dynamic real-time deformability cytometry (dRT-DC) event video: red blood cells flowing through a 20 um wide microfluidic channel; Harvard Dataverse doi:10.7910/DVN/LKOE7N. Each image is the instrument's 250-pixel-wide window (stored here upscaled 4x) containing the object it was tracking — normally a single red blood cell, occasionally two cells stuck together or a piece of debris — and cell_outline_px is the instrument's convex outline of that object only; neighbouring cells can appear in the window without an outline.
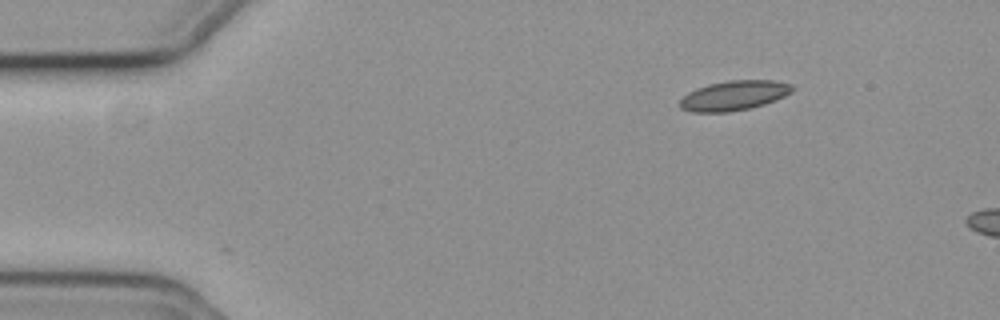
{"species": "common noctule bat (a hibernating species)", "species_latin": "Nyctalus noctula", "temperature_condition": "cold", "stored_images_in_passage": 6, "camera_frame_rate_fps": 3000, "um_per_image_px": 0.085, "animal": {"sex": "female", "body_mass_g": 19.3, "forearm_length_mm": 54.1}, "frame": {"image": 1, "passage_image": 1, "time_ms": 0.0, "image_size_px": [1000, 320], "cell_outline_px": [[796, 88], [792, 92], [776, 100], [764, 104], [748, 108], [728, 112], [692, 112], [680, 108], [680, 100], [688, 92], [696, 88], [708, 84], [728, 80], [776, 80], [792, 84]], "centroid_in_image_um": [62.41, 8.1], "position_along_channel_um": 22.6, "area_um2": 19.59}}